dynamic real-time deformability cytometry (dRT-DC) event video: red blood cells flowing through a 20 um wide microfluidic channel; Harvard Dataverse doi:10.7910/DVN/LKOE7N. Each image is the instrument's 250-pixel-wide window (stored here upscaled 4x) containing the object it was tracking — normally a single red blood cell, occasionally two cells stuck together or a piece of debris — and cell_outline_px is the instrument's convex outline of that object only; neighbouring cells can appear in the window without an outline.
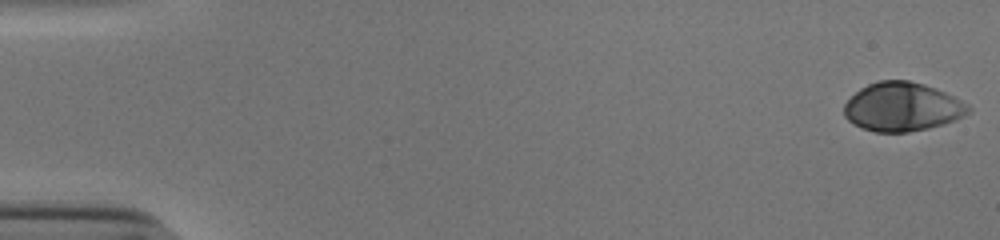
{"species": "human", "species_latin": "Homo sapiens", "temperature_condition": "cold", "stored_images_in_passage": 53, "camera_frame_rate_fps": 3000, "um_per_image_px": 0.085, "donor": {"sex": "male"}, "frame": {"image": 1, "passage_image": 1, "time_ms": 0.0, "image_size_px": [1000, 240], "cell_outline_px": [[972, 108], [964, 116], [956, 120], [944, 124], [928, 128], [908, 132], [876, 132], [864, 128], [848, 120], [844, 116], [844, 104], [860, 88], [868, 84], [880, 80], [908, 80], [924, 84], [936, 88], [968, 104]], "centroid_in_image_um": [76.7, 9.08], "position_along_channel_um": 8.3, "area_um2": 35.2}}
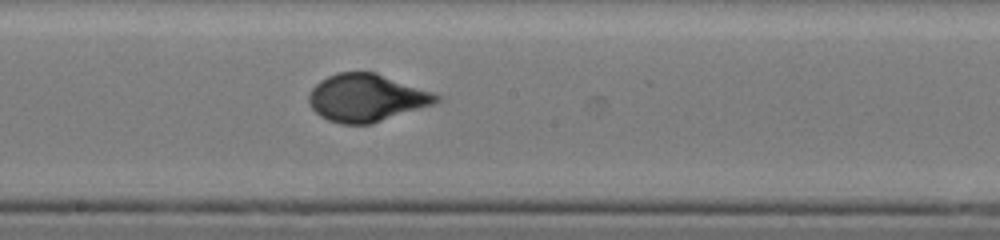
{"frame": {"image": 2, "passage_image": 30, "time_ms": 9.667, "image_size_px": [1000, 240], "cell_outline_px": [[440, 100], [432, 104], [372, 124], [340, 124], [328, 120], [320, 116], [308, 104], [308, 92], [320, 80], [336, 72], [376, 72], [432, 92], [440, 96]], "centroid_in_image_um": [31.1, 8.31], "position_along_channel_um": 217.1, "area_um2": 35.26}}
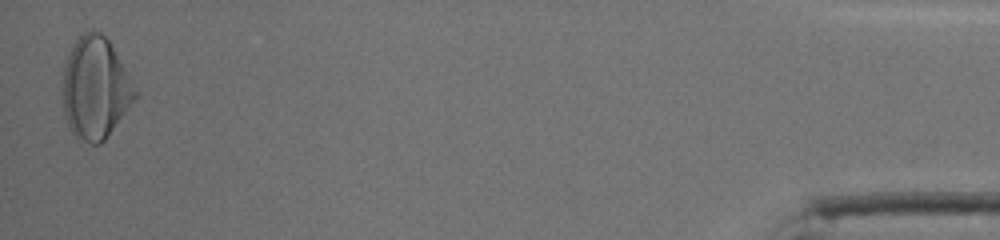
{"frame": {"image": 3, "passage_image": 53, "time_ms": 17.333, "image_size_px": [1000, 240], "cell_outline_px": [[136, 100], [104, 140], [100, 144], [80, 144], [76, 140], [68, 128], [64, 116], [64, 68], [68, 56], [76, 40], [84, 32], [92, 28], [100, 32], [108, 40], [124, 68], [136, 92]], "centroid_in_image_um": [8.08, 7.56], "position_along_channel_um": 427.1, "area_um2": 42.66}, "authors_computed_cell_mechanics": {"area_um2": 35.258, "velocity_mm_per_s": 3.8508, "shape_relaxation_time_tau1_ms": 4.1061, "shape_relaxation_time_tau2_ms": null, "deformation_change_tau1": 0.2129, "deformation_change_tau2": null}}